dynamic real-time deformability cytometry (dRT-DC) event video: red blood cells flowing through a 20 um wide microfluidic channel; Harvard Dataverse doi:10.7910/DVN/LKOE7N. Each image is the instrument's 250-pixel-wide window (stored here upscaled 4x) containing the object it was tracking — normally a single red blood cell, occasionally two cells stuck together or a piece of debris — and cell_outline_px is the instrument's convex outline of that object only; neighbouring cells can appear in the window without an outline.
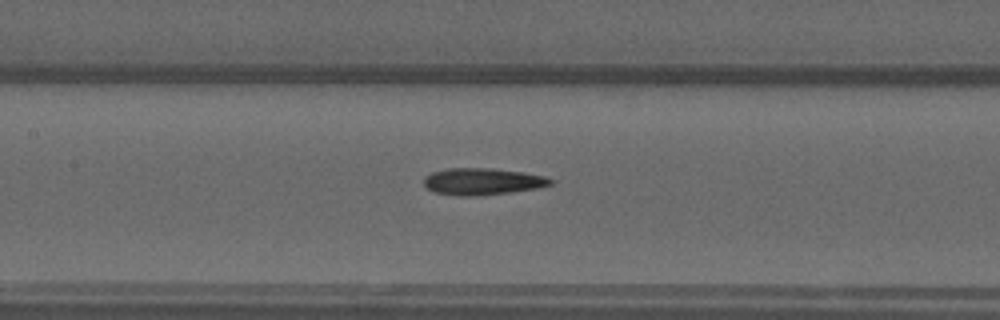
{"species": "common noctule bat (a hibernating species)", "species_latin": "Nyctalus noctula", "temperature_condition": "warm", "stored_images_in_passage": 37, "camera_frame_rate_fps": 3000, "um_per_image_px": 0.085, "animal": {"sex": "male", "forearm_length_mm": 52.5}, "frame": {"image": 1, "passage_image": 10, "time_ms": 3.0, "image_size_px": [1000, 320], "cell_outline_px": [[552, 184], [536, 188], [512, 192], [476, 196], [456, 196], [432, 192], [424, 184], [424, 176], [432, 172], [448, 168], [492, 168], [524, 172], [544, 176], [552, 180]], "centroid_in_image_um": [40.97, 15.43], "position_along_channel_um": 166.4, "area_um2": 19.88}}
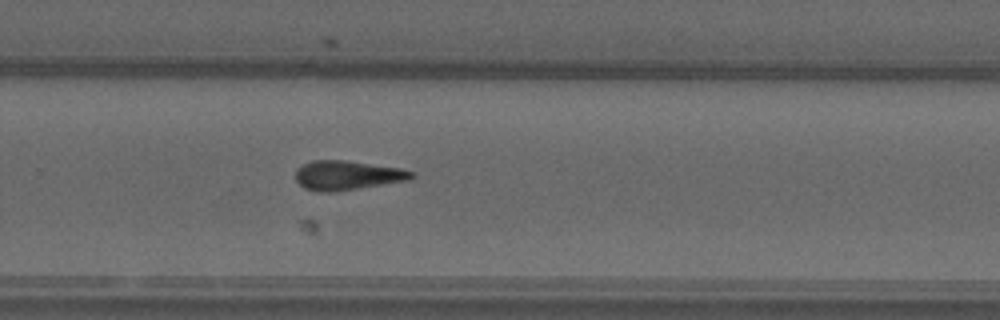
{"frame": {"image": 2, "passage_image": 20, "time_ms": 6.333, "image_size_px": [1000, 320], "cell_outline_px": [[416, 176], [408, 180], [332, 192], [320, 192], [304, 188], [296, 180], [296, 168], [312, 160], [344, 160], [400, 168], [412, 172]], "centroid_in_image_um": [29.48, 14.9], "position_along_channel_um": 300.3, "area_um2": 19.59}}
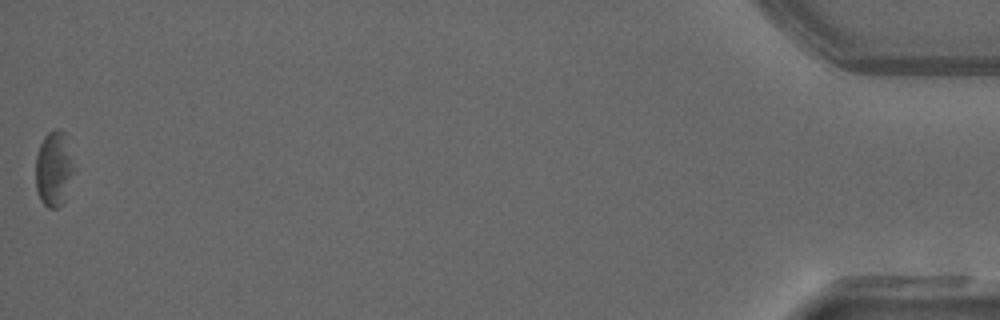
{"frame": {"image": 3, "passage_image": 37, "time_ms": 12.0, "image_size_px": [1000, 320], "cell_outline_px": [[72, 172], [64, 200], [56, 208], [48, 208], [40, 200], [36, 188], [36, 156], [40, 144], [44, 136], [48, 132], [56, 128], [60, 128], [64, 132], [72, 164]], "centroid_in_image_um": [4.52, 14.33], "position_along_channel_um": 430.7, "area_um2": 16.18}}